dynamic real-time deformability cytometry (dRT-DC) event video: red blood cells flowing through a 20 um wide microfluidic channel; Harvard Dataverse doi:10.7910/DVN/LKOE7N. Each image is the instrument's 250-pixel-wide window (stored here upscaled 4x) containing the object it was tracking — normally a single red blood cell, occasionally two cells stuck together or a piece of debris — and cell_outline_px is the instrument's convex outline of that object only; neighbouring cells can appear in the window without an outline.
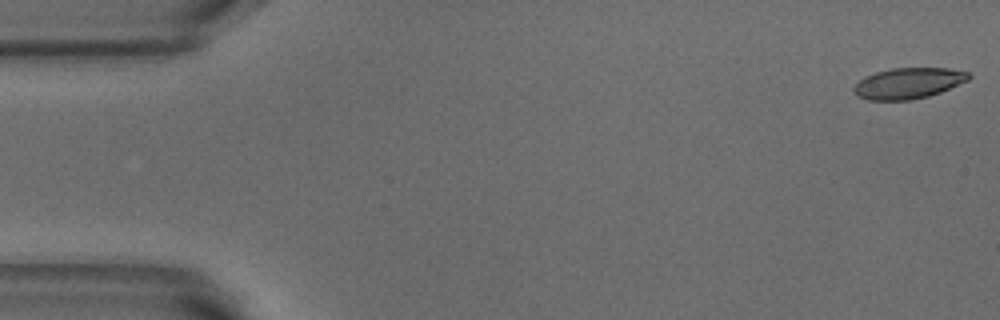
{"species": "common noctule bat (a hibernating species)", "species_latin": "Nyctalus noctula", "temperature_condition": "warm", "stored_images_in_passage": 51, "camera_frame_rate_fps": 3000, "um_per_image_px": 0.085, "animal": {"sex": "male", "body_mass_g": 18.8}, "frame": {"image": 1, "passage_image": 1, "time_ms": 0.0, "image_size_px": [1000, 320], "cell_outline_px": [[972, 76], [968, 80], [940, 92], [928, 96], [908, 100], [868, 100], [856, 96], [852, 88], [864, 76], [876, 72], [892, 68], [948, 68], [968, 72]], "centroid_in_image_um": [77.18, 7.07], "position_along_channel_um": 7.8, "area_um2": 20.63}}
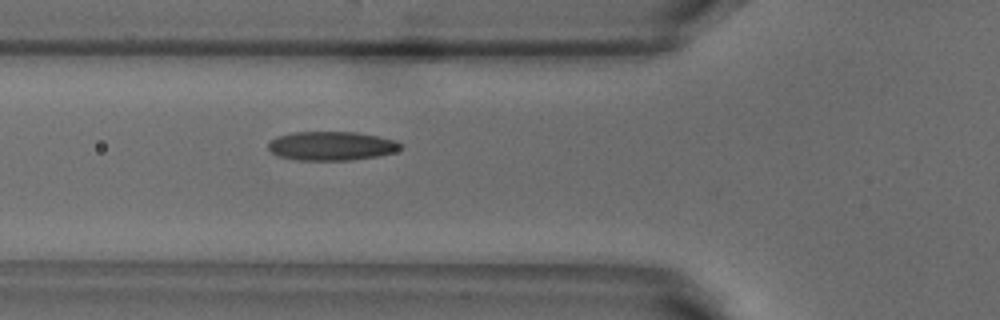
{"frame": {"image": 2, "passage_image": 18, "time_ms": 5.667, "image_size_px": [1000, 320], "cell_outline_px": [[404, 148], [396, 152], [376, 156], [352, 160], [296, 160], [280, 156], [272, 152], [268, 148], [268, 144], [276, 136], [292, 132], [356, 132], [380, 136], [396, 140], [404, 144]], "centroid_in_image_um": [28.24, 12.4], "position_along_channel_um": 97.6, "area_um2": 22.54}}
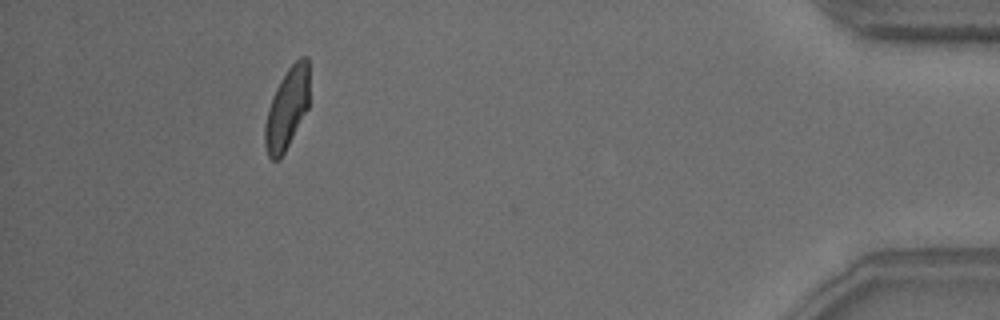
{"frame": {"image": 3, "passage_image": 47, "time_ms": 15.333, "image_size_px": [1000, 320], "cell_outline_px": [[308, 108], [280, 160], [272, 160], [268, 156], [264, 144], [264, 124], [268, 108], [272, 96], [280, 80], [288, 68], [300, 56], [308, 56]], "centroid_in_image_um": [24.37, 9.23], "position_along_channel_um": 410.8, "area_um2": 20.98}, "authors_computed_cell_mechanics": {"area_um2": 21.675, "velocity_mm_per_s": 3.8735, "shape_relaxation_time_tau1_ms": 8.1143, "shape_relaxation_time_tau2_ms": 1.3393, "deformation_change_tau1": 0.2114, "deformation_change_tau2": 0.0795}}